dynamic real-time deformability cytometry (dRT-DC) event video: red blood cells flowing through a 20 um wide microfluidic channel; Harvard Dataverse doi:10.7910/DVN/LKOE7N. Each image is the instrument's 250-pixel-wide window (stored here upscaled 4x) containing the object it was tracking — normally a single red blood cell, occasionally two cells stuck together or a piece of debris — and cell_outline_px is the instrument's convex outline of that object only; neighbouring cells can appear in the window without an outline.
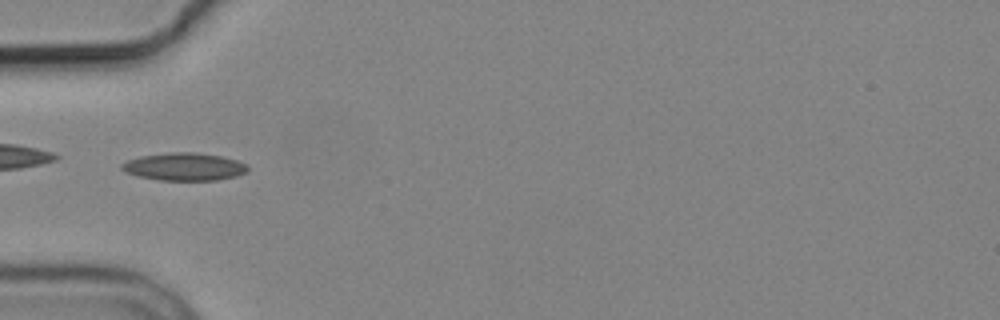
{"species": "common noctule bat (a hibernating species)", "species_latin": "Nyctalus noctula", "temperature_condition": "cold", "stored_images_in_passage": 8, "camera_frame_rate_fps": 3000, "um_per_image_px": 0.085, "animal": {"sex": "male", "body_mass_g": 19.2, "forearm_length_mm": 51.8}, "frame": {"image": 1, "passage_image": 6, "time_ms": 5.667, "image_size_px": [1000, 320], "cell_outline_px": [[248, 172], [236, 176], [216, 180], [160, 180], [136, 176], [124, 172], [120, 168], [120, 164], [128, 160], [140, 156], [168, 152], [196, 152], [220, 156], [236, 160], [248, 164]], "centroid_in_image_um": [15.64, 14.17], "position_along_channel_um": 69.4, "area_um2": 20.52}}
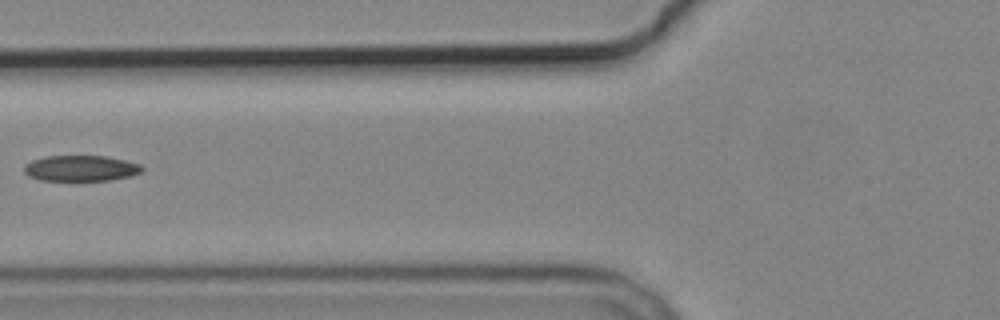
{"frame": {"image": 2, "passage_image": 7, "time_ms": 7.0, "image_size_px": [1000, 320], "cell_outline_px": [[144, 168], [140, 172], [132, 176], [108, 180], [40, 180], [28, 176], [24, 172], [24, 164], [32, 160], [44, 156], [104, 156], [124, 160], [140, 164]], "centroid_in_image_um": [6.84, 14.3], "position_along_channel_um": 119.0, "area_um2": 17.69}}
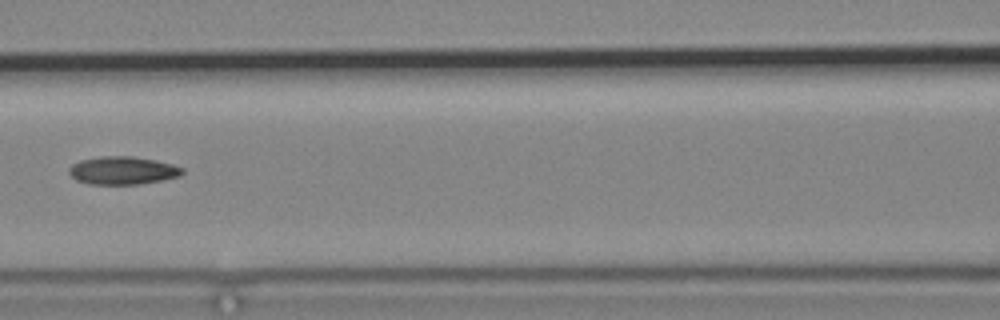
{"frame": {"image": 3, "passage_image": 8, "time_ms": 8.0, "image_size_px": [1000, 320], "cell_outline_px": [[184, 172], [180, 176], [140, 184], [88, 184], [76, 180], [68, 172], [68, 168], [72, 164], [80, 160], [100, 156], [132, 156], [156, 160], [172, 164], [184, 168]], "centroid_in_image_um": [10.41, 14.48], "position_along_channel_um": 156.2, "area_um2": 18.55}}